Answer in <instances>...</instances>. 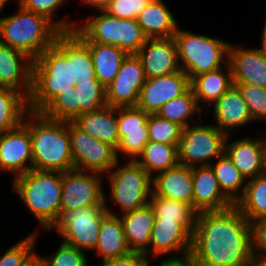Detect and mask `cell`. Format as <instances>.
Wrapping results in <instances>:
<instances>
[{
  "label": "cell",
  "instance_id": "obj_1",
  "mask_svg": "<svg viewBox=\"0 0 266 266\" xmlns=\"http://www.w3.org/2000/svg\"><path fill=\"white\" fill-rule=\"evenodd\" d=\"M255 229L236 205L200 212L192 234L191 266H248Z\"/></svg>",
  "mask_w": 266,
  "mask_h": 266
},
{
  "label": "cell",
  "instance_id": "obj_2",
  "mask_svg": "<svg viewBox=\"0 0 266 266\" xmlns=\"http://www.w3.org/2000/svg\"><path fill=\"white\" fill-rule=\"evenodd\" d=\"M22 124L31 138L33 169L62 173L73 169L68 121L29 110Z\"/></svg>",
  "mask_w": 266,
  "mask_h": 266
},
{
  "label": "cell",
  "instance_id": "obj_3",
  "mask_svg": "<svg viewBox=\"0 0 266 266\" xmlns=\"http://www.w3.org/2000/svg\"><path fill=\"white\" fill-rule=\"evenodd\" d=\"M11 180L23 204L40 226L50 232L60 218L62 172L31 169Z\"/></svg>",
  "mask_w": 266,
  "mask_h": 266
},
{
  "label": "cell",
  "instance_id": "obj_4",
  "mask_svg": "<svg viewBox=\"0 0 266 266\" xmlns=\"http://www.w3.org/2000/svg\"><path fill=\"white\" fill-rule=\"evenodd\" d=\"M61 32L47 17L20 5L17 13L0 21V42L26 53L33 60L52 46Z\"/></svg>",
  "mask_w": 266,
  "mask_h": 266
},
{
  "label": "cell",
  "instance_id": "obj_5",
  "mask_svg": "<svg viewBox=\"0 0 266 266\" xmlns=\"http://www.w3.org/2000/svg\"><path fill=\"white\" fill-rule=\"evenodd\" d=\"M76 83L71 61L53 44L33 60L29 110L41 112L58 94L71 90Z\"/></svg>",
  "mask_w": 266,
  "mask_h": 266
},
{
  "label": "cell",
  "instance_id": "obj_6",
  "mask_svg": "<svg viewBox=\"0 0 266 266\" xmlns=\"http://www.w3.org/2000/svg\"><path fill=\"white\" fill-rule=\"evenodd\" d=\"M178 61L190 80L195 76L217 70L228 63L229 42L181 30L178 27L173 36Z\"/></svg>",
  "mask_w": 266,
  "mask_h": 266
},
{
  "label": "cell",
  "instance_id": "obj_7",
  "mask_svg": "<svg viewBox=\"0 0 266 266\" xmlns=\"http://www.w3.org/2000/svg\"><path fill=\"white\" fill-rule=\"evenodd\" d=\"M99 14L88 16L76 29L90 42L115 45L127 54H136L145 44L144 35L137 19H121L107 14L104 10Z\"/></svg>",
  "mask_w": 266,
  "mask_h": 266
},
{
  "label": "cell",
  "instance_id": "obj_8",
  "mask_svg": "<svg viewBox=\"0 0 266 266\" xmlns=\"http://www.w3.org/2000/svg\"><path fill=\"white\" fill-rule=\"evenodd\" d=\"M107 175L110 203L119 206L121 214L149 203L153 193V178L136 161L129 160L121 166L118 160Z\"/></svg>",
  "mask_w": 266,
  "mask_h": 266
},
{
  "label": "cell",
  "instance_id": "obj_9",
  "mask_svg": "<svg viewBox=\"0 0 266 266\" xmlns=\"http://www.w3.org/2000/svg\"><path fill=\"white\" fill-rule=\"evenodd\" d=\"M226 134L214 124L187 126L177 147L178 162L187 167L208 166L225 151Z\"/></svg>",
  "mask_w": 266,
  "mask_h": 266
},
{
  "label": "cell",
  "instance_id": "obj_10",
  "mask_svg": "<svg viewBox=\"0 0 266 266\" xmlns=\"http://www.w3.org/2000/svg\"><path fill=\"white\" fill-rule=\"evenodd\" d=\"M108 214L105 206H88L65 212L50 230H56L62 241L83 251L97 245L102 219Z\"/></svg>",
  "mask_w": 266,
  "mask_h": 266
},
{
  "label": "cell",
  "instance_id": "obj_11",
  "mask_svg": "<svg viewBox=\"0 0 266 266\" xmlns=\"http://www.w3.org/2000/svg\"><path fill=\"white\" fill-rule=\"evenodd\" d=\"M73 169L105 175L117 163L116 149L78 128L68 121ZM105 173V174H104Z\"/></svg>",
  "mask_w": 266,
  "mask_h": 266
},
{
  "label": "cell",
  "instance_id": "obj_12",
  "mask_svg": "<svg viewBox=\"0 0 266 266\" xmlns=\"http://www.w3.org/2000/svg\"><path fill=\"white\" fill-rule=\"evenodd\" d=\"M101 175L78 169H71L62 173L60 217L65 212L75 209L88 206H105Z\"/></svg>",
  "mask_w": 266,
  "mask_h": 266
},
{
  "label": "cell",
  "instance_id": "obj_13",
  "mask_svg": "<svg viewBox=\"0 0 266 266\" xmlns=\"http://www.w3.org/2000/svg\"><path fill=\"white\" fill-rule=\"evenodd\" d=\"M149 246L144 253L149 260L170 253H181L180 257L173 255L160 263H188L192 249V233L181 222L155 220Z\"/></svg>",
  "mask_w": 266,
  "mask_h": 266
},
{
  "label": "cell",
  "instance_id": "obj_14",
  "mask_svg": "<svg viewBox=\"0 0 266 266\" xmlns=\"http://www.w3.org/2000/svg\"><path fill=\"white\" fill-rule=\"evenodd\" d=\"M141 60L128 54L113 81L106 87L107 105L111 107L137 106L142 86L146 81Z\"/></svg>",
  "mask_w": 266,
  "mask_h": 266
},
{
  "label": "cell",
  "instance_id": "obj_15",
  "mask_svg": "<svg viewBox=\"0 0 266 266\" xmlns=\"http://www.w3.org/2000/svg\"><path fill=\"white\" fill-rule=\"evenodd\" d=\"M146 113L137 106L117 107V122L119 131V145L116 155L119 160L135 161L141 154L144 146L149 142ZM128 157V159H127Z\"/></svg>",
  "mask_w": 266,
  "mask_h": 266
},
{
  "label": "cell",
  "instance_id": "obj_16",
  "mask_svg": "<svg viewBox=\"0 0 266 266\" xmlns=\"http://www.w3.org/2000/svg\"><path fill=\"white\" fill-rule=\"evenodd\" d=\"M191 88L188 75L180 70L173 74L147 78L141 88L137 107L149 114H157L173 98L180 97Z\"/></svg>",
  "mask_w": 266,
  "mask_h": 266
},
{
  "label": "cell",
  "instance_id": "obj_17",
  "mask_svg": "<svg viewBox=\"0 0 266 266\" xmlns=\"http://www.w3.org/2000/svg\"><path fill=\"white\" fill-rule=\"evenodd\" d=\"M33 169V155L29 130L19 125L0 134V170L15 177Z\"/></svg>",
  "mask_w": 266,
  "mask_h": 266
},
{
  "label": "cell",
  "instance_id": "obj_18",
  "mask_svg": "<svg viewBox=\"0 0 266 266\" xmlns=\"http://www.w3.org/2000/svg\"><path fill=\"white\" fill-rule=\"evenodd\" d=\"M226 136L225 154L242 176L248 180L266 172V135L263 138L243 137L230 141ZM230 141V143H229Z\"/></svg>",
  "mask_w": 266,
  "mask_h": 266
},
{
  "label": "cell",
  "instance_id": "obj_19",
  "mask_svg": "<svg viewBox=\"0 0 266 266\" xmlns=\"http://www.w3.org/2000/svg\"><path fill=\"white\" fill-rule=\"evenodd\" d=\"M136 55L141 60L146 78L173 74L181 70L173 37L147 38Z\"/></svg>",
  "mask_w": 266,
  "mask_h": 266
},
{
  "label": "cell",
  "instance_id": "obj_20",
  "mask_svg": "<svg viewBox=\"0 0 266 266\" xmlns=\"http://www.w3.org/2000/svg\"><path fill=\"white\" fill-rule=\"evenodd\" d=\"M33 59L0 42V87L22 93L27 99L32 88Z\"/></svg>",
  "mask_w": 266,
  "mask_h": 266
},
{
  "label": "cell",
  "instance_id": "obj_21",
  "mask_svg": "<svg viewBox=\"0 0 266 266\" xmlns=\"http://www.w3.org/2000/svg\"><path fill=\"white\" fill-rule=\"evenodd\" d=\"M228 63L233 83H246L266 88V57L259 48L229 44Z\"/></svg>",
  "mask_w": 266,
  "mask_h": 266
},
{
  "label": "cell",
  "instance_id": "obj_22",
  "mask_svg": "<svg viewBox=\"0 0 266 266\" xmlns=\"http://www.w3.org/2000/svg\"><path fill=\"white\" fill-rule=\"evenodd\" d=\"M193 208L197 213L224 210L234 205L221 191L210 165L192 167Z\"/></svg>",
  "mask_w": 266,
  "mask_h": 266
},
{
  "label": "cell",
  "instance_id": "obj_23",
  "mask_svg": "<svg viewBox=\"0 0 266 266\" xmlns=\"http://www.w3.org/2000/svg\"><path fill=\"white\" fill-rule=\"evenodd\" d=\"M212 105L214 122H216L214 125L226 135L253 122L247 104L235 85H232Z\"/></svg>",
  "mask_w": 266,
  "mask_h": 266
},
{
  "label": "cell",
  "instance_id": "obj_24",
  "mask_svg": "<svg viewBox=\"0 0 266 266\" xmlns=\"http://www.w3.org/2000/svg\"><path fill=\"white\" fill-rule=\"evenodd\" d=\"M106 196L105 193V209L108 214L101 221L97 245L93 250L102 258L101 262L124 256L131 252L125 239L121 218H119L118 213L116 215L114 211H111V208L109 209L107 206L109 200Z\"/></svg>",
  "mask_w": 266,
  "mask_h": 266
},
{
  "label": "cell",
  "instance_id": "obj_25",
  "mask_svg": "<svg viewBox=\"0 0 266 266\" xmlns=\"http://www.w3.org/2000/svg\"><path fill=\"white\" fill-rule=\"evenodd\" d=\"M153 192L160 197L186 202L193 207L192 168L178 164L153 178Z\"/></svg>",
  "mask_w": 266,
  "mask_h": 266
},
{
  "label": "cell",
  "instance_id": "obj_26",
  "mask_svg": "<svg viewBox=\"0 0 266 266\" xmlns=\"http://www.w3.org/2000/svg\"><path fill=\"white\" fill-rule=\"evenodd\" d=\"M54 45L71 61L72 75L77 81L98 80L89 48L74 31H62Z\"/></svg>",
  "mask_w": 266,
  "mask_h": 266
},
{
  "label": "cell",
  "instance_id": "obj_27",
  "mask_svg": "<svg viewBox=\"0 0 266 266\" xmlns=\"http://www.w3.org/2000/svg\"><path fill=\"white\" fill-rule=\"evenodd\" d=\"M72 122L90 136L117 149L119 145L117 107L106 105L99 110L85 112Z\"/></svg>",
  "mask_w": 266,
  "mask_h": 266
},
{
  "label": "cell",
  "instance_id": "obj_28",
  "mask_svg": "<svg viewBox=\"0 0 266 266\" xmlns=\"http://www.w3.org/2000/svg\"><path fill=\"white\" fill-rule=\"evenodd\" d=\"M125 239L132 252L145 253L151 238L155 215L149 203L120 215Z\"/></svg>",
  "mask_w": 266,
  "mask_h": 266
},
{
  "label": "cell",
  "instance_id": "obj_29",
  "mask_svg": "<svg viewBox=\"0 0 266 266\" xmlns=\"http://www.w3.org/2000/svg\"><path fill=\"white\" fill-rule=\"evenodd\" d=\"M136 19L147 38L173 37L179 25L163 0H151Z\"/></svg>",
  "mask_w": 266,
  "mask_h": 266
},
{
  "label": "cell",
  "instance_id": "obj_30",
  "mask_svg": "<svg viewBox=\"0 0 266 266\" xmlns=\"http://www.w3.org/2000/svg\"><path fill=\"white\" fill-rule=\"evenodd\" d=\"M88 46L96 78L106 88L115 78L127 53L115 45L88 41L76 28L73 30Z\"/></svg>",
  "mask_w": 266,
  "mask_h": 266
},
{
  "label": "cell",
  "instance_id": "obj_31",
  "mask_svg": "<svg viewBox=\"0 0 266 266\" xmlns=\"http://www.w3.org/2000/svg\"><path fill=\"white\" fill-rule=\"evenodd\" d=\"M233 85L232 71L229 63L225 66L199 74L191 80V88L195 98L199 102L207 103L206 106L214 104Z\"/></svg>",
  "mask_w": 266,
  "mask_h": 266
},
{
  "label": "cell",
  "instance_id": "obj_32",
  "mask_svg": "<svg viewBox=\"0 0 266 266\" xmlns=\"http://www.w3.org/2000/svg\"><path fill=\"white\" fill-rule=\"evenodd\" d=\"M235 205L253 225L266 218V172L247 180L244 195Z\"/></svg>",
  "mask_w": 266,
  "mask_h": 266
},
{
  "label": "cell",
  "instance_id": "obj_33",
  "mask_svg": "<svg viewBox=\"0 0 266 266\" xmlns=\"http://www.w3.org/2000/svg\"><path fill=\"white\" fill-rule=\"evenodd\" d=\"M177 147L178 145L149 141L135 161L154 178L158 173L179 164Z\"/></svg>",
  "mask_w": 266,
  "mask_h": 266
},
{
  "label": "cell",
  "instance_id": "obj_34",
  "mask_svg": "<svg viewBox=\"0 0 266 266\" xmlns=\"http://www.w3.org/2000/svg\"><path fill=\"white\" fill-rule=\"evenodd\" d=\"M210 164L222 193L235 205L244 195L247 180L225 154Z\"/></svg>",
  "mask_w": 266,
  "mask_h": 266
},
{
  "label": "cell",
  "instance_id": "obj_35",
  "mask_svg": "<svg viewBox=\"0 0 266 266\" xmlns=\"http://www.w3.org/2000/svg\"><path fill=\"white\" fill-rule=\"evenodd\" d=\"M149 205L153 209L155 220H175L181 222L192 234L196 224L197 212L182 201L171 200L152 193Z\"/></svg>",
  "mask_w": 266,
  "mask_h": 266
},
{
  "label": "cell",
  "instance_id": "obj_36",
  "mask_svg": "<svg viewBox=\"0 0 266 266\" xmlns=\"http://www.w3.org/2000/svg\"><path fill=\"white\" fill-rule=\"evenodd\" d=\"M203 110L204 109H202L201 103L200 105H198L194 92L192 88H190L185 94L181 95L180 97L173 98L166 102L157 112V115L178 124L184 129L189 125L195 124V119L193 118V116L198 113V116H200L199 120H201V124V113Z\"/></svg>",
  "mask_w": 266,
  "mask_h": 266
},
{
  "label": "cell",
  "instance_id": "obj_37",
  "mask_svg": "<svg viewBox=\"0 0 266 266\" xmlns=\"http://www.w3.org/2000/svg\"><path fill=\"white\" fill-rule=\"evenodd\" d=\"M28 111V99L22 93L0 87V134L21 125Z\"/></svg>",
  "mask_w": 266,
  "mask_h": 266
},
{
  "label": "cell",
  "instance_id": "obj_38",
  "mask_svg": "<svg viewBox=\"0 0 266 266\" xmlns=\"http://www.w3.org/2000/svg\"><path fill=\"white\" fill-rule=\"evenodd\" d=\"M46 117L73 121L81 115V105L78 104V90L71 87V90L58 94L42 111Z\"/></svg>",
  "mask_w": 266,
  "mask_h": 266
},
{
  "label": "cell",
  "instance_id": "obj_39",
  "mask_svg": "<svg viewBox=\"0 0 266 266\" xmlns=\"http://www.w3.org/2000/svg\"><path fill=\"white\" fill-rule=\"evenodd\" d=\"M78 90V104L81 114L99 110L107 105L106 88L99 80H79L75 85Z\"/></svg>",
  "mask_w": 266,
  "mask_h": 266
},
{
  "label": "cell",
  "instance_id": "obj_40",
  "mask_svg": "<svg viewBox=\"0 0 266 266\" xmlns=\"http://www.w3.org/2000/svg\"><path fill=\"white\" fill-rule=\"evenodd\" d=\"M30 234L0 256V266H30L36 260L34 245L39 233Z\"/></svg>",
  "mask_w": 266,
  "mask_h": 266
},
{
  "label": "cell",
  "instance_id": "obj_41",
  "mask_svg": "<svg viewBox=\"0 0 266 266\" xmlns=\"http://www.w3.org/2000/svg\"><path fill=\"white\" fill-rule=\"evenodd\" d=\"M57 251L51 256H41L36 252V261L40 266H88L85 251L61 240Z\"/></svg>",
  "mask_w": 266,
  "mask_h": 266
},
{
  "label": "cell",
  "instance_id": "obj_42",
  "mask_svg": "<svg viewBox=\"0 0 266 266\" xmlns=\"http://www.w3.org/2000/svg\"><path fill=\"white\" fill-rule=\"evenodd\" d=\"M149 141L178 145L183 128L178 124L150 114L147 120Z\"/></svg>",
  "mask_w": 266,
  "mask_h": 266
},
{
  "label": "cell",
  "instance_id": "obj_43",
  "mask_svg": "<svg viewBox=\"0 0 266 266\" xmlns=\"http://www.w3.org/2000/svg\"><path fill=\"white\" fill-rule=\"evenodd\" d=\"M18 4L25 10L39 13L47 17L61 31H73L77 23L71 22L68 17H63L53 21L58 8L64 5L67 0H17Z\"/></svg>",
  "mask_w": 266,
  "mask_h": 266
},
{
  "label": "cell",
  "instance_id": "obj_44",
  "mask_svg": "<svg viewBox=\"0 0 266 266\" xmlns=\"http://www.w3.org/2000/svg\"><path fill=\"white\" fill-rule=\"evenodd\" d=\"M247 104L253 121L266 120V88L246 83H233Z\"/></svg>",
  "mask_w": 266,
  "mask_h": 266
},
{
  "label": "cell",
  "instance_id": "obj_45",
  "mask_svg": "<svg viewBox=\"0 0 266 266\" xmlns=\"http://www.w3.org/2000/svg\"><path fill=\"white\" fill-rule=\"evenodd\" d=\"M151 0H108L104 11L121 19H136Z\"/></svg>",
  "mask_w": 266,
  "mask_h": 266
},
{
  "label": "cell",
  "instance_id": "obj_46",
  "mask_svg": "<svg viewBox=\"0 0 266 266\" xmlns=\"http://www.w3.org/2000/svg\"><path fill=\"white\" fill-rule=\"evenodd\" d=\"M150 262L144 253L131 251L127 255L101 262L100 266H151Z\"/></svg>",
  "mask_w": 266,
  "mask_h": 266
},
{
  "label": "cell",
  "instance_id": "obj_47",
  "mask_svg": "<svg viewBox=\"0 0 266 266\" xmlns=\"http://www.w3.org/2000/svg\"><path fill=\"white\" fill-rule=\"evenodd\" d=\"M255 247L266 252V218L254 225Z\"/></svg>",
  "mask_w": 266,
  "mask_h": 266
},
{
  "label": "cell",
  "instance_id": "obj_48",
  "mask_svg": "<svg viewBox=\"0 0 266 266\" xmlns=\"http://www.w3.org/2000/svg\"><path fill=\"white\" fill-rule=\"evenodd\" d=\"M248 266H266V252L254 247Z\"/></svg>",
  "mask_w": 266,
  "mask_h": 266
},
{
  "label": "cell",
  "instance_id": "obj_49",
  "mask_svg": "<svg viewBox=\"0 0 266 266\" xmlns=\"http://www.w3.org/2000/svg\"><path fill=\"white\" fill-rule=\"evenodd\" d=\"M83 5H88L93 9L102 11L105 9L108 0H79Z\"/></svg>",
  "mask_w": 266,
  "mask_h": 266
},
{
  "label": "cell",
  "instance_id": "obj_50",
  "mask_svg": "<svg viewBox=\"0 0 266 266\" xmlns=\"http://www.w3.org/2000/svg\"><path fill=\"white\" fill-rule=\"evenodd\" d=\"M262 43L261 46L259 47V50L263 53V55L266 57V22L265 25L263 27V31H262Z\"/></svg>",
  "mask_w": 266,
  "mask_h": 266
},
{
  "label": "cell",
  "instance_id": "obj_51",
  "mask_svg": "<svg viewBox=\"0 0 266 266\" xmlns=\"http://www.w3.org/2000/svg\"><path fill=\"white\" fill-rule=\"evenodd\" d=\"M158 266H188V263H159Z\"/></svg>",
  "mask_w": 266,
  "mask_h": 266
},
{
  "label": "cell",
  "instance_id": "obj_52",
  "mask_svg": "<svg viewBox=\"0 0 266 266\" xmlns=\"http://www.w3.org/2000/svg\"><path fill=\"white\" fill-rule=\"evenodd\" d=\"M8 1H10V0H0V12L3 10V8L5 7V4H7ZM2 18L3 17L1 16L0 17V21H1Z\"/></svg>",
  "mask_w": 266,
  "mask_h": 266
},
{
  "label": "cell",
  "instance_id": "obj_53",
  "mask_svg": "<svg viewBox=\"0 0 266 266\" xmlns=\"http://www.w3.org/2000/svg\"><path fill=\"white\" fill-rule=\"evenodd\" d=\"M30 266H40L39 263L35 260Z\"/></svg>",
  "mask_w": 266,
  "mask_h": 266
}]
</instances>
